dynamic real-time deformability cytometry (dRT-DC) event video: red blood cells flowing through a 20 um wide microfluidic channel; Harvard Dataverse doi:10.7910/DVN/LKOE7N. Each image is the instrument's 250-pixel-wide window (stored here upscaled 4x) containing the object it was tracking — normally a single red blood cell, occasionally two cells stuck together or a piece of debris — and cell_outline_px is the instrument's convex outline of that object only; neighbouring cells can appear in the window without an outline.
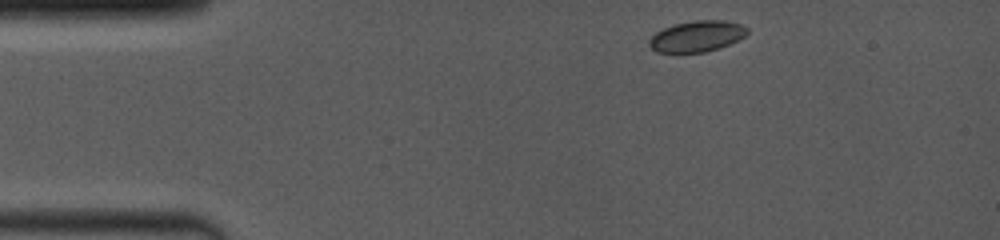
{"species": "common noctule bat (a hibernating species)", "species_latin": "Nyctalus noctula", "temperature_condition": "room temperature", "stored_images_in_passage": 28, "camera_frame_rate_fps": 4000, "um_per_image_px": 0.085, "animal": {"sex": "female", "body_mass_g": 19.0, "forearm_length_mm": 53.3}, "frame": {"image": 1, "passage_image": 1, "time_ms": 0.0, "image_size_px": [1000, 240], "cell_outline_px": [[748, 32], [744, 36], [720, 48], [704, 52], [656, 52], [648, 44], [652, 36], [656, 32], [664, 28], [676, 24], [692, 20], [724, 20], [740, 24], [748, 28]], "centroid_in_image_um": [59.24, 3.08], "position_along_channel_um": 25.8, "area_um2": 17.51}}
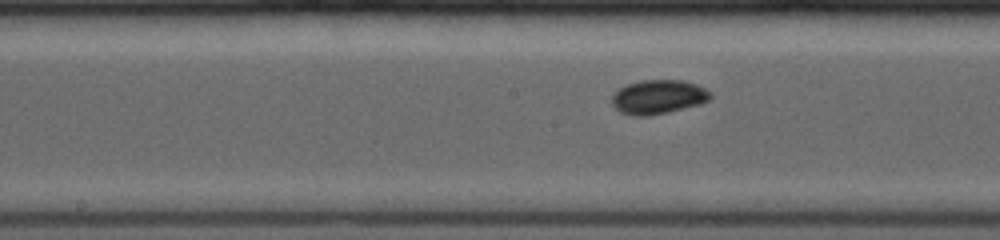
{"frame": {"image": 2, "passage_image": 16, "time_ms": 5.75, "image_size_px": [1000, 240], "cell_outline_px": [[712, 96], [708, 100], [700, 104], [668, 112], [648, 116], [632, 116], [620, 112], [612, 104], [612, 96], [620, 88], [628, 84], [644, 80], [684, 80], [696, 84], [712, 92]], "centroid_in_image_um": [55.97, 8.24], "position_along_channel_um": 192.2, "area_um2": 19.54}}
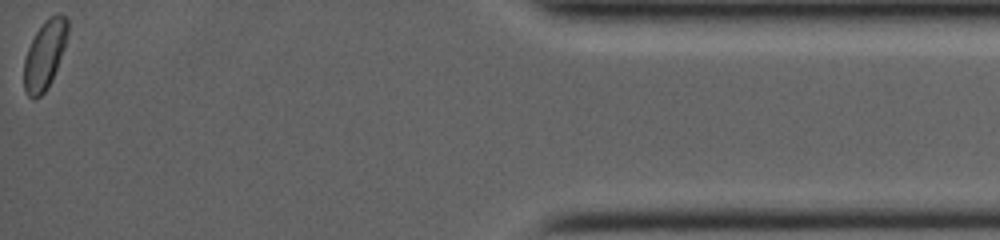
{"frame": {"image": 3, "passage_image": 28, "time_ms": 13.25, "image_size_px": [1000, 240], "cell_outline_px": [[68, 32], [64, 48], [52, 80], [48, 88], [36, 100], [32, 100], [24, 92], [24, 60], [28, 48], [36, 32], [44, 20], [48, 16], [56, 12], [60, 12], [68, 20]], "centroid_in_image_um": [3.8, 4.66], "position_along_channel_um": 431.4, "area_um2": 17.74}, "authors_computed_cell_mechanics": {"area_um2": 18.1203, "velocity_mm_per_s": 4.0581, "shape_relaxation_time_tau1_ms": 2.2459, "shape_relaxation_time_tau2_ms": null, "deformation_change_tau1": 0.0416, "deformation_change_tau2": null}}